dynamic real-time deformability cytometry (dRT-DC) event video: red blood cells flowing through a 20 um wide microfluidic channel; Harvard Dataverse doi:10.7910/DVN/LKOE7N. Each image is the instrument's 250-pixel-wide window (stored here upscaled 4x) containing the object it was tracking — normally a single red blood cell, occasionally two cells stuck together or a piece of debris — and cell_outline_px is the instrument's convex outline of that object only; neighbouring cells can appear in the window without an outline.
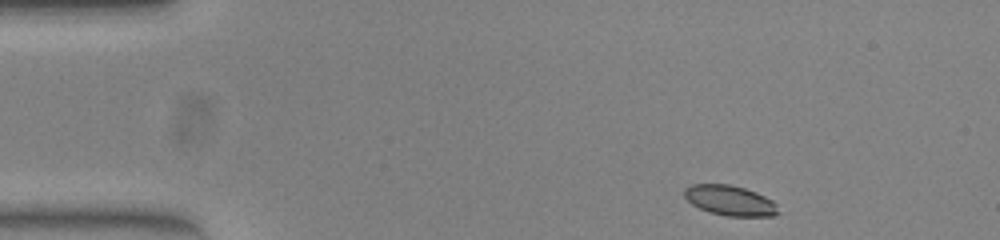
{"species": "common noctule bat (a hibernating species)", "species_latin": "Nyctalus noctula", "temperature_condition": "warm", "stored_images_in_passage": 47, "camera_frame_rate_fps": 3000, "um_per_image_px": 0.085, "animal": {"sex": "female", "body_mass_g": 23.0, "forearm_length_mm": 53.4}, "frame": {"image": 1, "passage_image": 1, "time_ms": 0.0, "image_size_px": [1000, 240], "cell_outline_px": [[780, 212], [772, 216], [728, 216], [712, 212], [700, 208], [692, 204], [684, 196], [684, 188], [692, 184], [728, 184], [744, 188], [756, 192], [772, 200], [776, 204]], "centroid_in_image_um": [62.06, 17.03], "position_along_channel_um": 22.9, "area_um2": 16.36}}
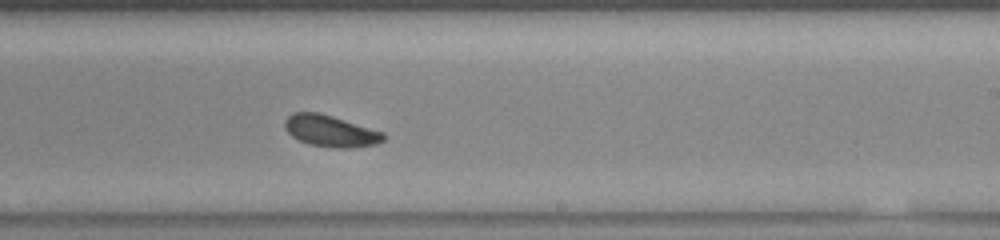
{"frame": {"image": 2, "passage_image": 26, "time_ms": 8.333, "image_size_px": [1000, 240], "cell_outline_px": [[384, 140], [376, 144], [352, 148], [332, 148], [308, 144], [292, 136], [284, 128], [284, 120], [292, 112], [320, 112], [384, 132]], "centroid_in_image_um": [28.07, 11.13], "position_along_channel_um": 260.9, "area_um2": 18.26}}
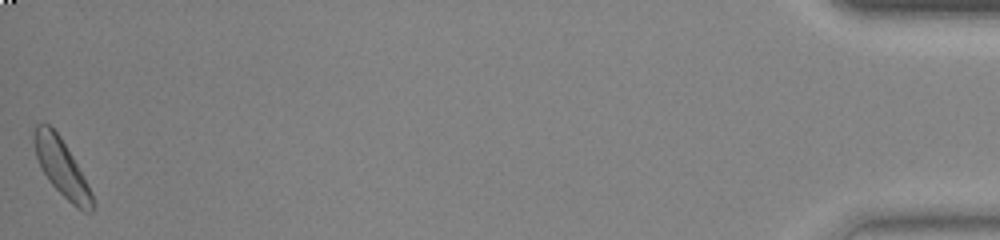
{"frame": {"image": 3, "passage_image": 47, "time_ms": 15.333, "image_size_px": [1000, 240], "cell_outline_px": [[92, 212], [84, 212], [76, 208], [48, 180], [36, 156], [32, 140], [32, 136], [36, 124], [48, 124], [60, 136], [84, 176], [92, 192]], "centroid_in_image_um": [5.22, 14.24], "position_along_channel_um": 430.0, "area_um2": 19.02}, "authors_computed_cell_mechanics": {"area_um2": 18.1492, "velocity_mm_per_s": 3.8298, "shape_relaxation_time_tau1_ms": 5.7901, "shape_relaxation_time_tau2_ms": 9.8059, "deformation_change_tau1": 0.1382, "deformation_change_tau2": 0.1393}}